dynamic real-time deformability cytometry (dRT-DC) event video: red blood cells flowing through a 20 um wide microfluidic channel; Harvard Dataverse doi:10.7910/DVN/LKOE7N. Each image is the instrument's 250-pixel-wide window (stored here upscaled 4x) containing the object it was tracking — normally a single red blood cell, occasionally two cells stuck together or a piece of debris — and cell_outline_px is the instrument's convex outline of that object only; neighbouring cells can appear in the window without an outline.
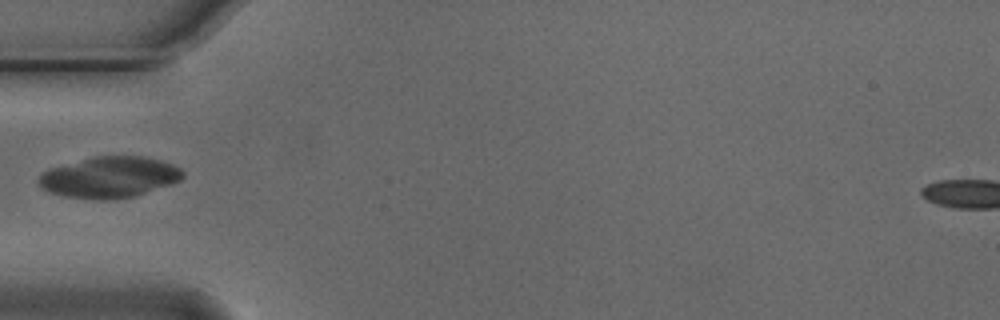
{"species": "Egyptian fruit bat (a non-hibernating species)", "species_latin": "Rousettus aegyptiacus", "temperature_condition": "cold", "stored_images_in_passage": 3, "camera_frame_rate_fps": 3000, "um_per_image_px": 0.085, "animal": {"sex": "male"}, "frame": {"image": 1, "passage_image": 3, "time_ms": 0.667, "image_size_px": [1000, 320], "cell_outline_px": [[184, 176], [180, 180], [172, 184], [136, 196], [116, 200], [96, 200], [64, 196], [48, 192], [40, 188], [36, 180], [44, 172], [52, 168], [96, 156], [144, 156], [160, 160], [172, 164], [180, 168], [184, 172]], "centroid_in_image_um": [9.32, 15.09], "position_along_channel_um": 75.7, "area_um2": 34.68}}